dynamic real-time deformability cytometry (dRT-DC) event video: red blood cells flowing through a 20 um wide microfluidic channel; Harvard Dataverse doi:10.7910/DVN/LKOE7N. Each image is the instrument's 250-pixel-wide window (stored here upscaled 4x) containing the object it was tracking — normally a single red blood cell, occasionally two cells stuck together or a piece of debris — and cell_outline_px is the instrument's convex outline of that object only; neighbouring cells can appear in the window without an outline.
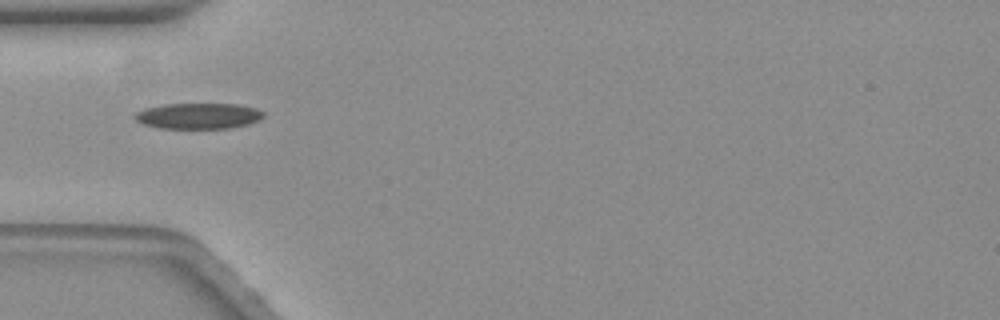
{"species": "common noctule bat (a hibernating species)", "species_latin": "Nyctalus noctula", "temperature_condition": "warm", "stored_images_in_passage": 37, "camera_frame_rate_fps": 3000, "um_per_image_px": 0.085, "animal": {"sex": "female", "body_mass_g": 19.3, "forearm_length_mm": 54.1}, "frame": {"image": 1, "passage_image": 1, "time_ms": 0.0, "image_size_px": [1000, 320], "cell_outline_px": [[264, 116], [260, 120], [248, 124], [228, 128], [160, 128], [144, 124], [136, 120], [136, 112], [144, 108], [164, 104], [236, 104], [256, 108], [264, 112]], "centroid_in_image_um": [16.89, 9.85], "position_along_channel_um": 68.1, "area_um2": 19.25}, "authors_computed_cell_mechanics": {"area_um2": 19.1318, "velocity_mm_per_s": 3.5323, "shape_relaxation_time_tau1_ms": 5.0919, "shape_relaxation_time_tau2_ms": 2.9046, "deformation_change_tau1": 0.1659, "deformation_change_tau2": 0.1052}}